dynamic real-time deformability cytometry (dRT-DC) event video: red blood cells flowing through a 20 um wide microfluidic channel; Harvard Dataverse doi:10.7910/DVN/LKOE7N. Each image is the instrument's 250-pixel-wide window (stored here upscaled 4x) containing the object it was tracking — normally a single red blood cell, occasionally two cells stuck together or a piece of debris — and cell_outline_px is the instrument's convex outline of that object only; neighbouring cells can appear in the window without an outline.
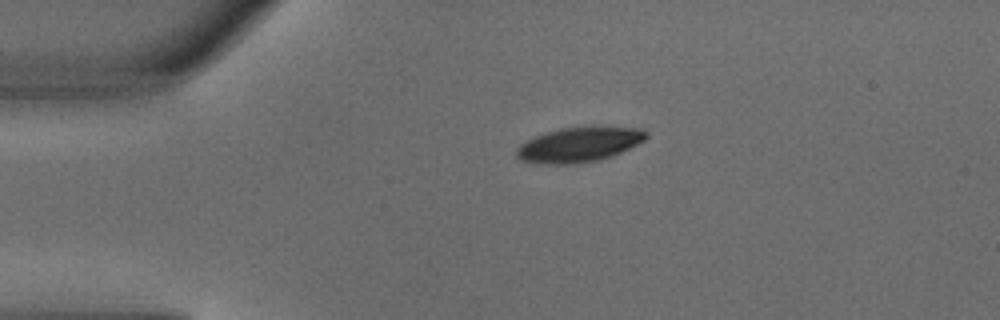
{"species": "common noctule bat (a hibernating species)", "species_latin": "Nyctalus noctula", "temperature_condition": "warm", "stored_images_in_passage": 2, "camera_frame_rate_fps": 3000, "um_per_image_px": 0.085, "animal": {"sex": "male", "body_mass_g": 18.8}, "frame": {"image": 1, "passage_image": 2, "time_ms": 0.333, "image_size_px": [1000, 320], "cell_outline_px": [[648, 136], [644, 140], [612, 156], [596, 160], [572, 164], [548, 164], [520, 160], [516, 156], [516, 148], [520, 144], [544, 132], [560, 128], [592, 124], [608, 124], [644, 128], [648, 132]], "centroid_in_image_um": [49.29, 12.22], "position_along_channel_um": 35.7, "area_um2": 27.17}}